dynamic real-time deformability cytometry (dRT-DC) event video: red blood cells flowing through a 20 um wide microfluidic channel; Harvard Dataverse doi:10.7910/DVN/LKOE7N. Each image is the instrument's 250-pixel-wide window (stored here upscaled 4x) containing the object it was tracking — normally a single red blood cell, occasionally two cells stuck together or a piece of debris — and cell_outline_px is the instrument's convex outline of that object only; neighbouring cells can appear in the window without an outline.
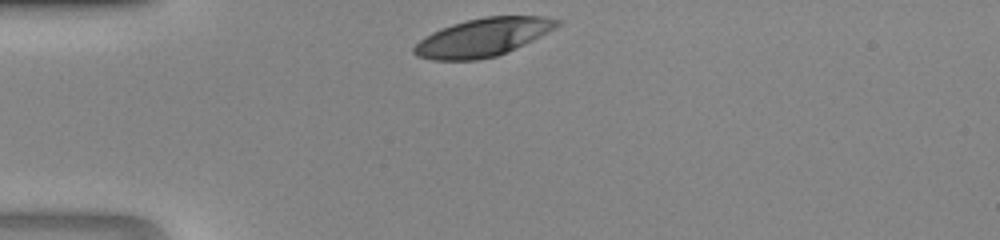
{"species": "human", "species_latin": "Homo sapiens", "temperature_condition": "room temperature", "stored_images_in_passage": 26, "camera_frame_rate_fps": 3000, "um_per_image_px": 0.085, "donor": {"sex": "male"}, "frame": {"image": 1, "passage_image": 1, "time_ms": 0.0, "image_size_px": [1000, 240], "cell_outline_px": [[560, 24], [532, 40], [524, 44], [496, 56], [476, 60], [432, 60], [416, 56], [412, 52], [412, 48], [424, 36], [440, 28], [452, 24], [484, 16], [544, 16], [560, 20]], "centroid_in_image_um": [40.98, 3.17], "position_along_channel_um": 44.0, "area_um2": 31.5}}
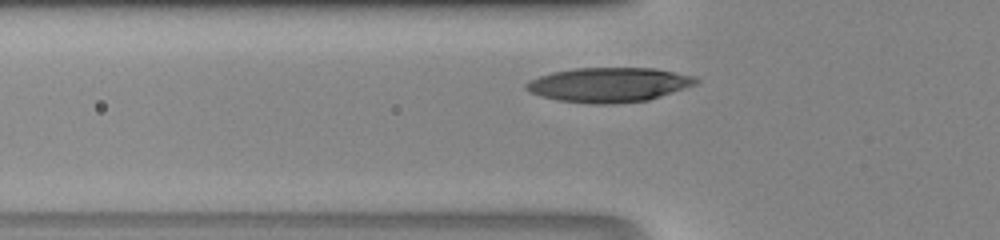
{"frame": {"image": 2, "passage_image": 5, "time_ms": 1.333, "image_size_px": [1000, 240], "cell_outline_px": [[700, 80], [696, 84], [648, 100], [612, 104], [592, 104], [556, 100], [528, 92], [524, 88], [524, 84], [540, 76], [552, 72], [572, 68], [652, 68], [696, 76]], "centroid_in_image_um": [51.73, 7.2], "position_along_channel_um": 74.1, "area_um2": 34.16}}
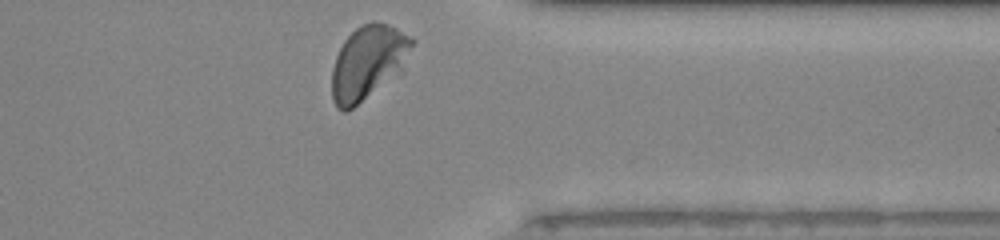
{"frame": {"image": 3, "passage_image": 26, "time_ms": 8.333, "image_size_px": [1000, 240], "cell_outline_px": [[416, 40], [400, 72], [348, 112], [344, 112], [336, 108], [332, 100], [332, 68], [336, 56], [344, 40], [356, 28], [372, 20], [396, 28]], "centroid_in_image_um": [31.26, 5.32], "position_along_channel_um": 380.1, "area_um2": 34.28}}